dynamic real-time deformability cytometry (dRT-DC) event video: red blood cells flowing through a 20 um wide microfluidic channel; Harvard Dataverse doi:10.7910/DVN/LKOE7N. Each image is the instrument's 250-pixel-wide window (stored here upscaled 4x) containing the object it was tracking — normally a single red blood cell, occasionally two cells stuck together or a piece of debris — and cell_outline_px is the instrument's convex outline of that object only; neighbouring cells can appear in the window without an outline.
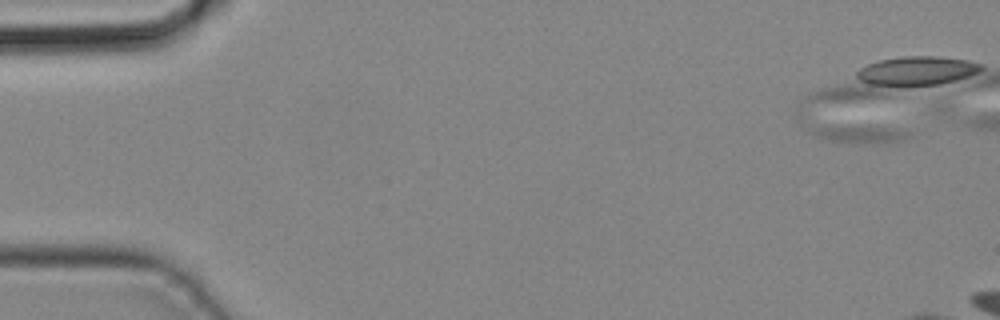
{"species": "common noctule bat (a hibernating species)", "species_latin": "Nyctalus noctula", "temperature_condition": "cold", "stored_images_in_passage": 1, "camera_frame_rate_fps": 3000, "um_per_image_px": 0.085, "animal": {"sex": "male", "body_mass_g": 19.2, "forearm_length_mm": 51.8}, "frame": {"image": 1, "passage_image": 1, "time_ms": 0.0, "image_size_px": [1000, 320], "cell_outline_px": [[912, 132], [908, 136], [900, 140], [884, 144], [848, 144], [828, 140], [816, 136], [808, 132], [812, 124], [904, 128]], "centroid_in_image_um": [73.01, 11.39], "position_along_channel_um": 12.0, "area_um2": 10.98}}